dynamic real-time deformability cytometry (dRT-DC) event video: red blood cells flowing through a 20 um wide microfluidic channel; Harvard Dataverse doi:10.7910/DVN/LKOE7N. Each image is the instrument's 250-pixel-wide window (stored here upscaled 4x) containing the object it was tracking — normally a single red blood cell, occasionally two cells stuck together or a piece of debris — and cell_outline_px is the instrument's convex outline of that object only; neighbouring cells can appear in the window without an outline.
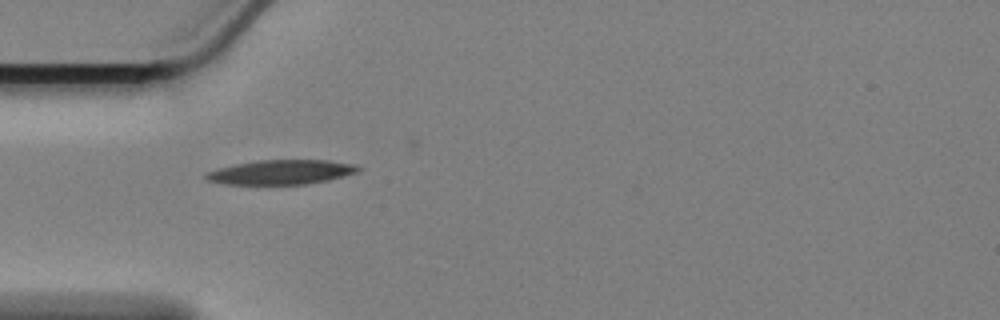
{"species": "Egyptian fruit bat (a non-hibernating species)", "species_latin": "Rousettus aegyptiacus", "temperature_condition": "cold", "stored_images_in_passage": 39, "camera_frame_rate_fps": 3000, "um_per_image_px": 0.085, "animal": {"sex": "female"}, "frame": {"image": 1, "passage_image": 1, "time_ms": 0.0, "image_size_px": [1000, 320], "cell_outline_px": [[364, 168], [356, 172], [328, 180], [304, 184], [224, 184], [208, 180], [204, 176], [208, 172], [220, 168], [236, 164], [256, 160], [328, 160], [356, 164]], "centroid_in_image_um": [23.94, 14.62], "position_along_channel_um": 61.1, "area_um2": 21.56}}
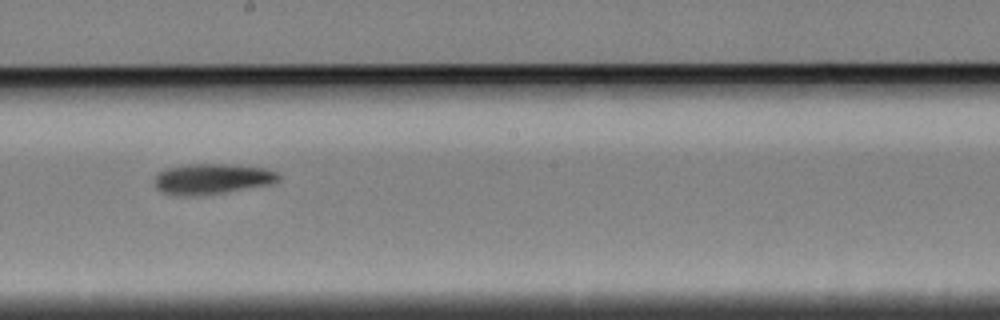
{"frame": {"image": 2, "passage_image": 16, "time_ms": 5.0, "image_size_px": [1000, 320], "cell_outline_px": [[280, 180], [272, 184], [220, 192], [192, 196], [184, 196], [160, 192], [156, 188], [156, 176], [164, 168], [188, 164], [224, 164], [264, 168], [276, 172], [280, 176]], "centroid_in_image_um": [18.01, 15.2], "position_along_channel_um": 230.2, "area_um2": 21.73}}
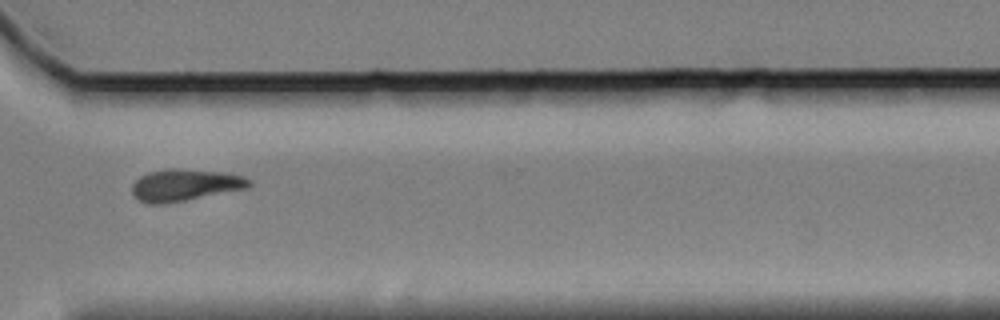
{"frame": {"image": 3, "passage_image": 27, "time_ms": 8.667, "image_size_px": [1000, 320], "cell_outline_px": [[252, 184], [248, 188], [164, 204], [148, 204], [136, 200], [132, 192], [132, 184], [140, 176], [148, 172], [168, 168], [172, 168], [224, 172], [244, 176], [252, 180]], "centroid_in_image_um": [15.71, 15.73], "position_along_channel_um": 354.9, "area_um2": 21.91}, "authors_computed_cell_mechanics": {"area_um2": 21.097, "velocity_mm_per_s": 3.3974, "shape_relaxation_time_tau1_ms": 7.927, "shape_relaxation_time_tau2_ms": null, "deformation_change_tau1": 0.1942, "deformation_change_tau2": null}}